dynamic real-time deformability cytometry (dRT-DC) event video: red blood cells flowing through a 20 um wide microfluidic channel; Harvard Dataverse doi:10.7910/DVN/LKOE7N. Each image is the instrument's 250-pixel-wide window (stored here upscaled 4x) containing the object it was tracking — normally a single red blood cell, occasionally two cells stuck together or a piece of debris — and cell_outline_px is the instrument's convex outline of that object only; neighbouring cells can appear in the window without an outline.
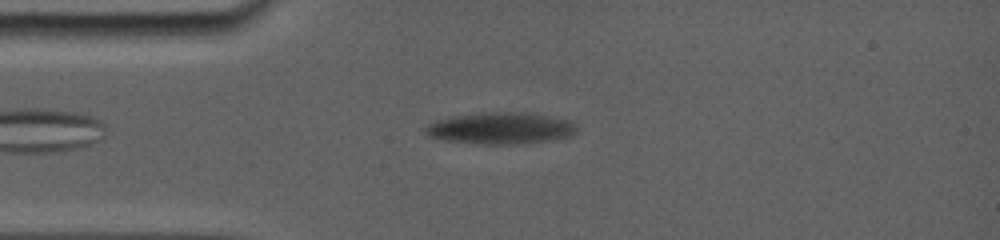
{"species": "common noctule bat (a hibernating species)", "species_latin": "Nyctalus noctula", "temperature_condition": "room temperature", "stored_images_in_passage": 41, "camera_frame_rate_fps": 5000, "um_per_image_px": 0.085, "animal": {"sex": "female", "body_mass_g": 19.0, "forearm_length_mm": 56.7}, "frame": {"image": 1, "passage_image": 8, "time_ms": 2.6, "image_size_px": [1000, 240], "cell_outline_px": [[572, 128], [568, 132], [552, 136], [524, 140], [464, 140], [436, 136], [428, 132], [428, 124], [436, 120], [456, 116], [536, 116], [564, 120], [572, 124]], "centroid_in_image_um": [42.34, 10.85], "position_along_channel_um": 42.7, "area_um2": 21.44}}
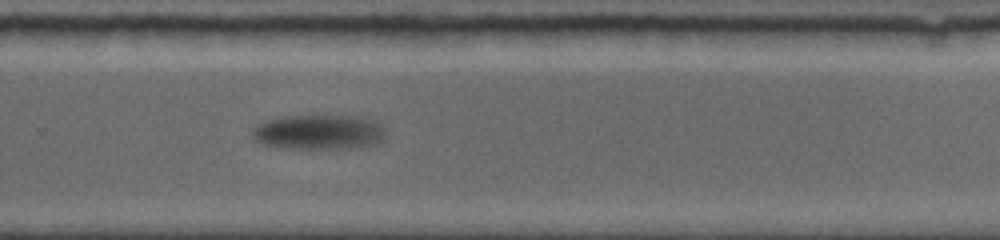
{"frame": {"image": 2, "passage_image": 22, "time_ms": 11.6, "image_size_px": [1000, 240], "cell_outline_px": [[384, 140], [380, 144], [340, 148], [296, 148], [264, 144], [256, 140], [252, 136], [252, 128], [256, 124], [264, 120], [280, 116], [360, 116], [376, 120], [384, 128]], "centroid_in_image_um": [27.12, 11.2], "position_along_channel_um": 302.7, "area_um2": 27.11}}
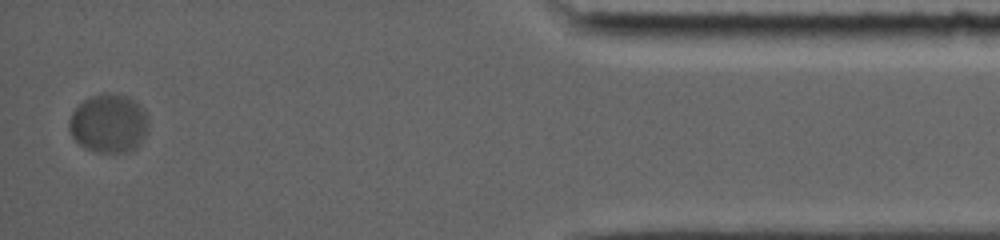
{"frame": {"image": 3, "passage_image": 40, "time_ms": 17.6, "image_size_px": [1000, 240], "cell_outline_px": [[148, 124], [144, 136], [140, 144], [128, 152], [96, 152], [80, 144], [72, 136], [68, 128], [68, 120], [72, 112], [84, 100], [92, 96], [104, 92], [128, 96], [136, 100], [140, 104], [148, 116]], "centroid_in_image_um": [9.25, 10.47], "position_along_channel_um": 425.9, "area_um2": 27.17}}